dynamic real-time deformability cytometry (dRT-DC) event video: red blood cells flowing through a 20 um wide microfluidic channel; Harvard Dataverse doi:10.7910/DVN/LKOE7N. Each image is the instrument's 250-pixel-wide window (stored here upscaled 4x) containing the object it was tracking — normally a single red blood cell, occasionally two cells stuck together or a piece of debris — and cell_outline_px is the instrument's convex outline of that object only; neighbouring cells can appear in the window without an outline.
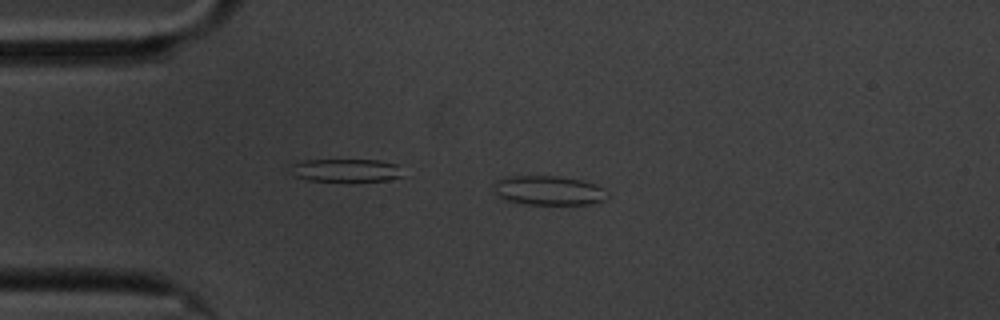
{"species": "common noctule bat (a hibernating species)", "species_latin": "Nyctalus noctula", "temperature_condition": "cold", "stored_images_in_passage": 51, "camera_frame_rate_fps": 3000, "um_per_image_px": 0.085, "animal": {"sex": "male", "body_mass_g": 20.1, "forearm_length_mm": 53.5}, "frame": {"image": 1, "passage_image": 5, "time_ms": 1.333, "image_size_px": [1000, 320], "cell_outline_px": [[608, 196], [604, 200], [592, 204], [528, 204], [504, 200], [496, 196], [496, 180], [508, 176], [560, 176], [580, 180], [604, 188], [608, 192]], "centroid_in_image_um": [46.64, 16.19], "position_along_channel_um": 38.4, "area_um2": 19.36}}
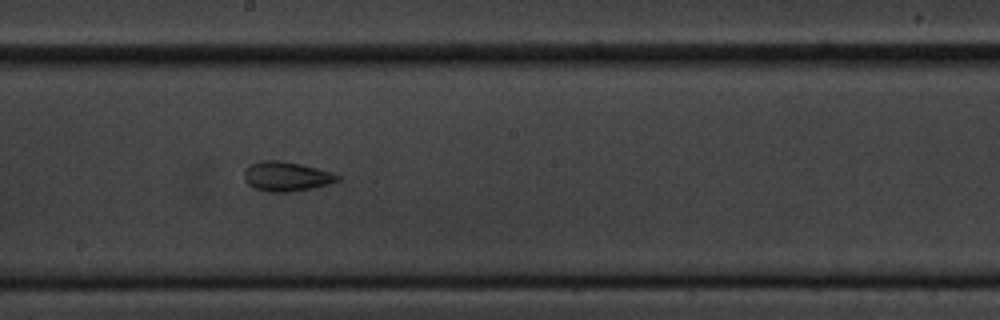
{"frame": {"image": 2, "passage_image": 24, "time_ms": 7.667, "image_size_px": [1000, 320], "cell_outline_px": [[340, 180], [328, 184], [312, 188], [292, 192], [268, 192], [256, 188], [248, 184], [244, 180], [244, 168], [248, 164], [260, 160], [280, 160], [300, 164], [332, 172], [340, 176]], "centroid_in_image_um": [24.31, 14.99], "position_along_channel_um": 223.9, "area_um2": 16.24}}
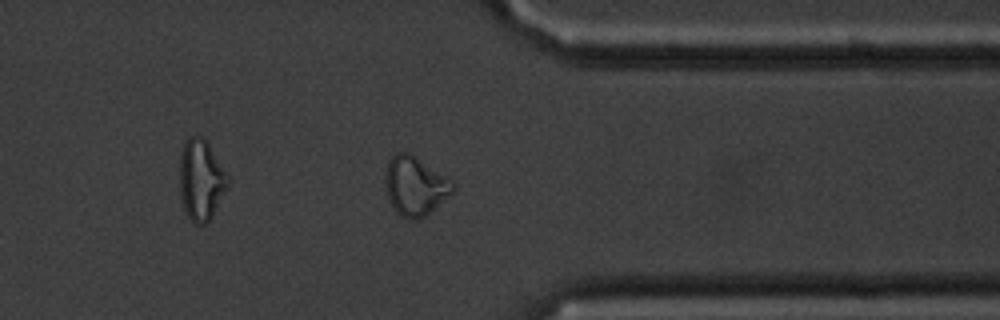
{"frame": {"image": 3, "passage_image": 38, "time_ms": 12.333, "image_size_px": [1000, 320], "cell_outline_px": [[456, 188], [448, 196], [424, 216], [416, 220], [408, 220], [400, 216], [396, 212], [388, 196], [384, 176], [388, 160], [396, 152], [408, 152], [448, 176], [456, 184]], "centroid_in_image_um": [35.29, 15.79], "position_along_channel_um": 376.1, "area_um2": 23.24}, "authors_computed_cell_mechanics": {"area_um2": 17.5134, "velocity_mm_per_s": 3.379, "shape_relaxation_time_tau1_ms": null, "shape_relaxation_time_tau2_ms": 1.3894, "deformation_change_tau1": null, "deformation_change_tau2": 0.07}}